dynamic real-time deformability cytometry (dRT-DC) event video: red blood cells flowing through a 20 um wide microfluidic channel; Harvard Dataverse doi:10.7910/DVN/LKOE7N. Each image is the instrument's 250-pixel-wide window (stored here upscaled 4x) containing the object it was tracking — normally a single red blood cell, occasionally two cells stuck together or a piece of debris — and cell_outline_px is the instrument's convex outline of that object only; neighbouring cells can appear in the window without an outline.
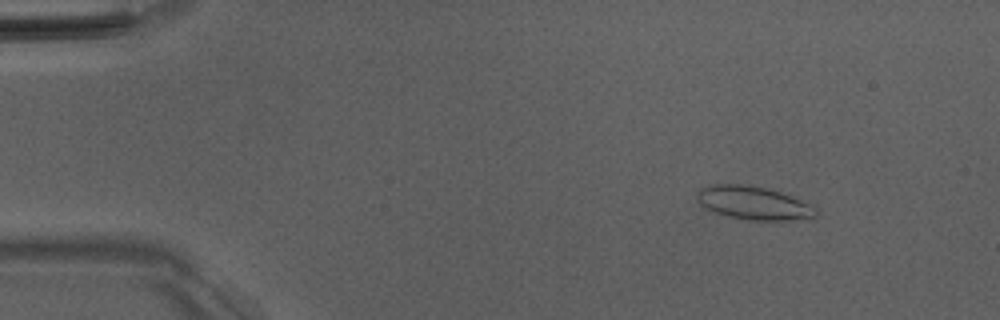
{"species": "Egyptian fruit bat (a non-hibernating species)", "species_latin": "Rousettus aegyptiacus", "temperature_condition": "room temperature", "stored_images_in_passage": 52, "camera_frame_rate_fps": 3000, "um_per_image_px": 0.085, "animal": {"sex": "male"}, "frame": {"image": 1, "passage_image": 7, "time_ms": 2.0, "image_size_px": [1000, 320], "cell_outline_px": [[820, 212], [812, 220], [744, 220], [712, 212], [704, 208], [696, 200], [696, 192], [700, 188], [708, 184], [752, 184], [768, 188], [780, 192], [812, 204], [820, 208]], "centroid_in_image_um": [64.09, 17.26], "position_along_channel_um": 20.9, "area_um2": 24.04}}
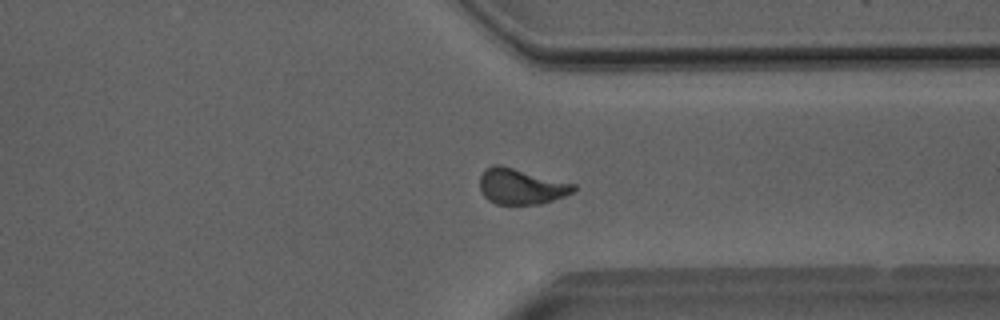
{"frame": {"image": 2, "passage_image": 40, "time_ms": 13.0, "image_size_px": [1000, 320], "cell_outline_px": [[576, 188], [572, 192], [564, 196], [540, 204], [496, 204], [488, 200], [480, 192], [480, 176], [484, 168], [492, 164], [500, 164], [576, 184]], "centroid_in_image_um": [44.25, 15.83], "position_along_channel_um": 367.1, "area_um2": 19.65}}
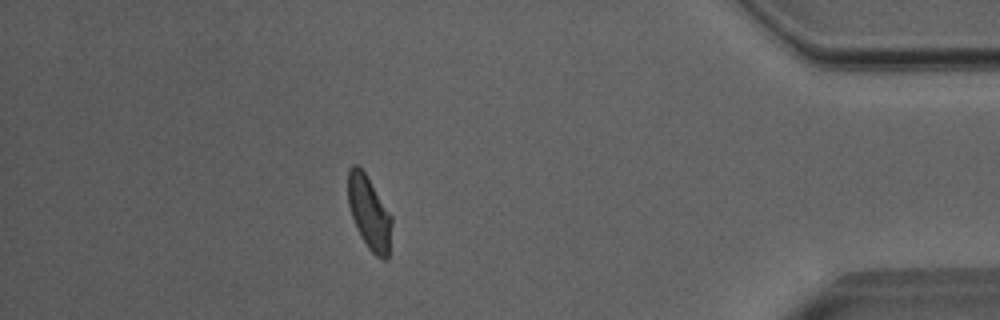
{"frame": {"image": 3, "passage_image": 46, "time_ms": 15.0, "image_size_px": [1000, 320], "cell_outline_px": [[392, 224], [388, 260], [380, 260], [368, 248], [360, 236], [356, 228], [348, 204], [348, 172], [352, 164], [356, 164], [364, 172], [392, 216]], "centroid_in_image_um": [31.39, 18.14], "position_along_channel_um": 403.8, "area_um2": 18.67}, "authors_computed_cell_mechanics": {"area_um2": 19.7676, "velocity_mm_per_s": 4.0021, "shape_relaxation_time_tau1_ms": 5.7882, "shape_relaxation_time_tau2_ms": 1.8971, "deformation_change_tau1": 0.1614, "deformation_change_tau2": 0.0755}}